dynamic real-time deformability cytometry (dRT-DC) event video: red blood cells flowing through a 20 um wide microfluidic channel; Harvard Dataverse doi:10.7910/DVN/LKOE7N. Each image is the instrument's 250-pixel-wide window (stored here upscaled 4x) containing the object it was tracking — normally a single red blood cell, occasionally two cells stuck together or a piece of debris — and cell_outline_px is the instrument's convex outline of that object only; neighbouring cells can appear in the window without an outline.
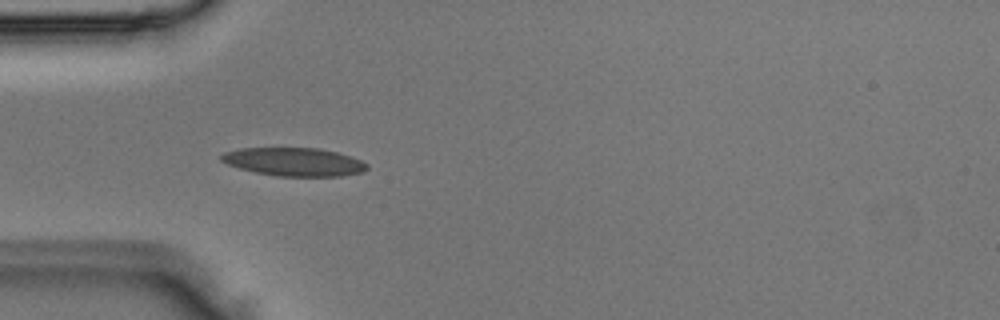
{"species": "Egyptian fruit bat (a non-hibernating species)", "species_latin": "Rousettus aegyptiacus", "temperature_condition": "room temperature", "stored_images_in_passage": 1, "camera_frame_rate_fps": 3000, "um_per_image_px": 0.085, "animal": {"sex": "male"}, "frame": {"image": 1, "passage_image": 1, "time_ms": 0.0, "image_size_px": [1000, 320], "cell_outline_px": [[368, 168], [364, 172], [340, 176], [276, 176], [256, 172], [240, 168], [228, 164], [220, 160], [220, 156], [224, 152], [240, 148], [320, 148], [336, 152], [360, 160], [368, 164]], "centroid_in_image_um": [24.99, 13.76], "position_along_channel_um": 60.0, "area_um2": 23.93}}